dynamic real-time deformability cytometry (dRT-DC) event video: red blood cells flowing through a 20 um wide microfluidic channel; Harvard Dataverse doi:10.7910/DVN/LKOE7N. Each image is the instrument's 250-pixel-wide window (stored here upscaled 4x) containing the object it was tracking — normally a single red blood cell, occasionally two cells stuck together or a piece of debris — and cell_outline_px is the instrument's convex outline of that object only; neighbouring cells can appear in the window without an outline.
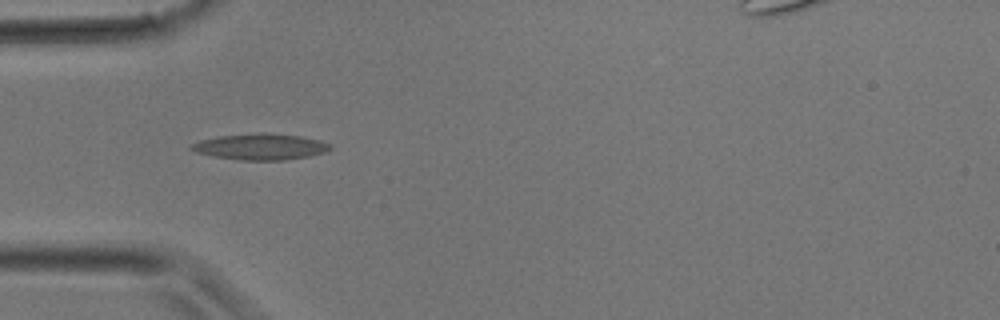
{"species": "common noctule bat (a hibernating species)", "species_latin": "Nyctalus noctula", "temperature_condition": "room temperature", "stored_images_in_passage": 4, "camera_frame_rate_fps": 3000, "um_per_image_px": 0.085, "animal": {"sex": "male", "body_mass_g": 17.9}, "frame": {"image": 1, "passage_image": 3, "time_ms": 0.667, "image_size_px": [1000, 320], "cell_outline_px": [[332, 148], [324, 152], [308, 156], [284, 160], [240, 160], [216, 156], [196, 152], [188, 148], [192, 144], [200, 140], [220, 136], [260, 132], [268, 132], [300, 136], [320, 140], [332, 144]], "centroid_in_image_um": [22.17, 12.46], "position_along_channel_um": 62.8, "area_um2": 21.1}}